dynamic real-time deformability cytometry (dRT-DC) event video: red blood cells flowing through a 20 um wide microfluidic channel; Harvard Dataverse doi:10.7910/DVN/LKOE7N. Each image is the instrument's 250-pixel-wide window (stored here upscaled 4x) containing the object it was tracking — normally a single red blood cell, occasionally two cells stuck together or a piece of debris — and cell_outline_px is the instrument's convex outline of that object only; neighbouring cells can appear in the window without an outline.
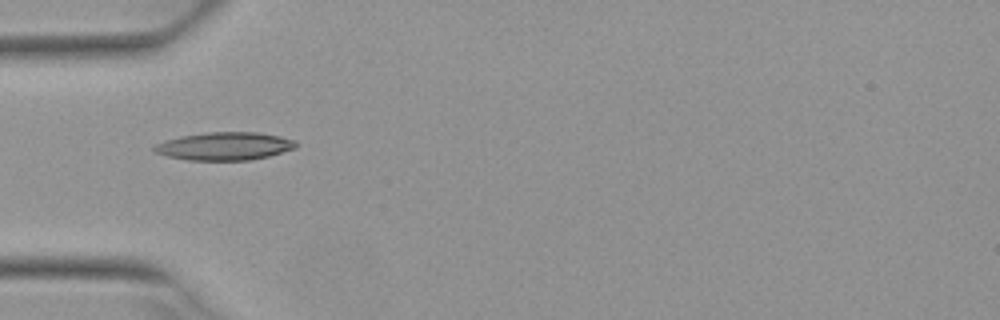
{"species": "Egyptian fruit bat (a non-hibernating species)", "species_latin": "Rousettus aegyptiacus", "temperature_condition": "warm", "stored_images_in_passage": 6, "camera_frame_rate_fps": 3000, "um_per_image_px": 0.085, "animal": {"sex": "female"}, "frame": {"image": 1, "passage_image": 4, "time_ms": 1.0, "image_size_px": [1000, 320], "cell_outline_px": [[296, 148], [268, 156], [248, 160], [188, 160], [168, 156], [152, 152], [152, 148], [156, 144], [164, 140], [180, 136], [208, 132], [256, 132], [280, 136], [296, 140]], "centroid_in_image_um": [19.06, 12.42], "position_along_channel_um": 65.9, "area_um2": 23.12}}
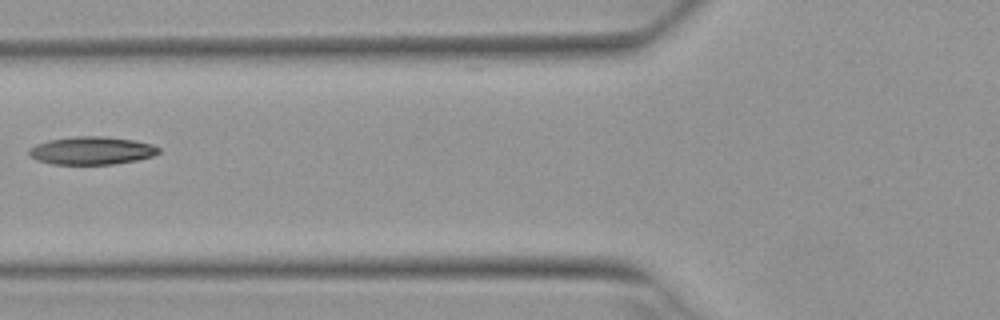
{"frame": {"image": 2, "passage_image": 5, "time_ms": 1.333, "image_size_px": [1000, 320], "cell_outline_px": [[160, 152], [152, 156], [136, 160], [112, 164], [52, 164], [36, 160], [28, 156], [28, 148], [36, 144], [48, 140], [76, 136], [104, 136], [132, 140], [152, 144], [160, 148]], "centroid_in_image_um": [7.74, 12.8], "position_along_channel_um": 118.1, "area_um2": 21.15}}
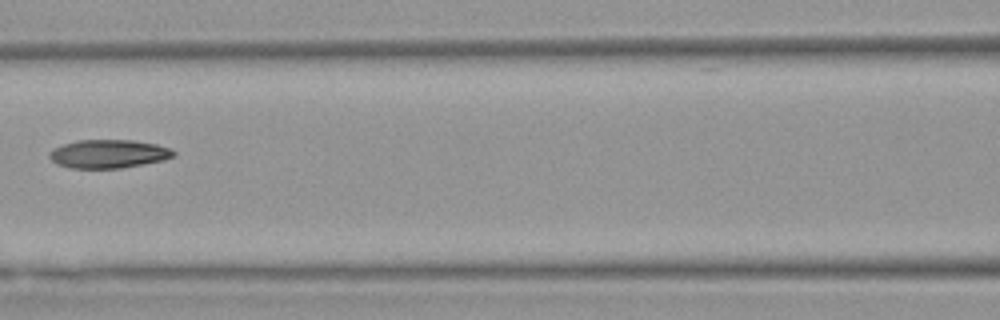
{"frame": {"image": 3, "passage_image": 6, "time_ms": 1.667, "image_size_px": [1000, 320], "cell_outline_px": [[176, 152], [172, 156], [164, 160], [120, 168], [68, 168], [56, 164], [48, 156], [48, 152], [52, 148], [76, 140], [132, 140], [156, 144], [172, 148]], "centroid_in_image_um": [9.19, 13.07], "position_along_channel_um": 157.4, "area_um2": 20.69}}